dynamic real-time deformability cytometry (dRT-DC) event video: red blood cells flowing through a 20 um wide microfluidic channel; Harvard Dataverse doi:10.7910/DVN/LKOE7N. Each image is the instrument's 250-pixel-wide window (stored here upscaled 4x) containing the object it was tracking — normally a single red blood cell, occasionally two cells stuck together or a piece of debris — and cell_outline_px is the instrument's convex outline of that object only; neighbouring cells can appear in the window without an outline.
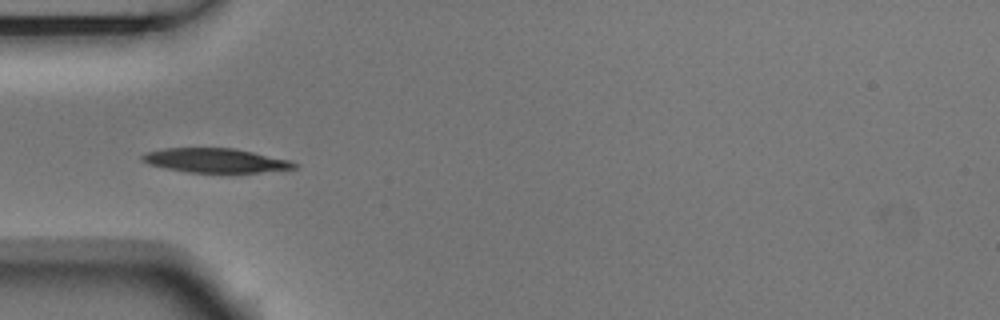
{"species": "Egyptian fruit bat (a non-hibernating species)", "species_latin": "Rousettus aegyptiacus", "temperature_condition": "room temperature", "stored_images_in_passage": 4, "camera_frame_rate_fps": 3000, "um_per_image_px": 0.085, "animal": {"sex": "male"}, "frame": {"image": 1, "passage_image": 4, "time_ms": 1.0, "image_size_px": [1000, 320], "cell_outline_px": [[300, 164], [296, 168], [260, 172], [188, 172], [148, 164], [140, 160], [140, 156], [148, 152], [164, 148], [232, 148], [252, 152], [288, 160]], "centroid_in_image_um": [18.29, 13.63], "position_along_channel_um": 66.7, "area_um2": 21.15}}